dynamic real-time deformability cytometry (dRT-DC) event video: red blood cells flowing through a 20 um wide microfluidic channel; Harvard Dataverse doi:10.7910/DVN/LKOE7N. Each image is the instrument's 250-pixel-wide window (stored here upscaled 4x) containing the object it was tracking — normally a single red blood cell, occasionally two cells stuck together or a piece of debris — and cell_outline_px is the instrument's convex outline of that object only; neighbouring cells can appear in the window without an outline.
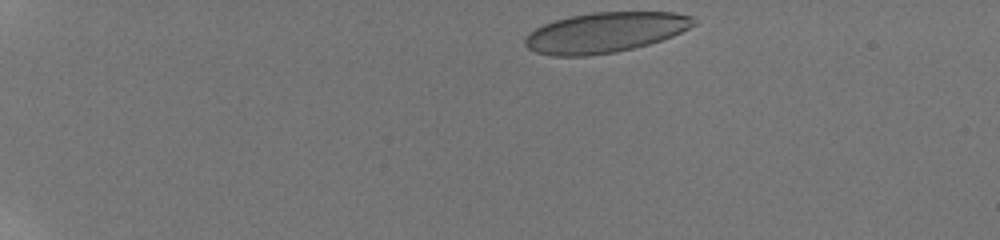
{"species": "human", "species_latin": "Homo sapiens", "temperature_condition": "room temperature", "stored_images_in_passage": 36, "camera_frame_rate_fps": 3000, "um_per_image_px": 0.085, "donor": {"sex": "male"}, "frame": {"image": 1, "passage_image": 1, "time_ms": 0.0, "image_size_px": [1000, 240], "cell_outline_px": [[696, 24], [672, 36], [648, 44], [616, 52], [588, 56], [552, 56], [536, 52], [528, 48], [524, 44], [524, 40], [528, 32], [544, 24], [556, 20], [572, 16], [592, 12], [676, 12], [696, 16]], "centroid_in_image_um": [51.44, 2.75], "position_along_channel_um": 33.6, "area_um2": 39.59}}
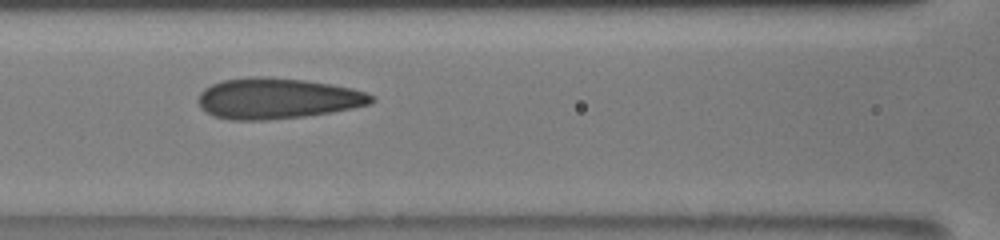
{"frame": {"image": 2, "passage_image": 9, "time_ms": 5.667, "image_size_px": [1000, 240], "cell_outline_px": [[376, 100], [368, 104], [352, 108], [332, 112], [304, 116], [268, 120], [228, 120], [216, 116], [200, 108], [196, 100], [200, 92], [204, 88], [212, 84], [224, 80], [252, 76], [264, 76], [304, 80], [332, 84], [352, 88], [364, 92], [372, 96]], "centroid_in_image_um": [23.53, 8.36], "position_along_channel_um": 143.1, "area_um2": 41.21}}
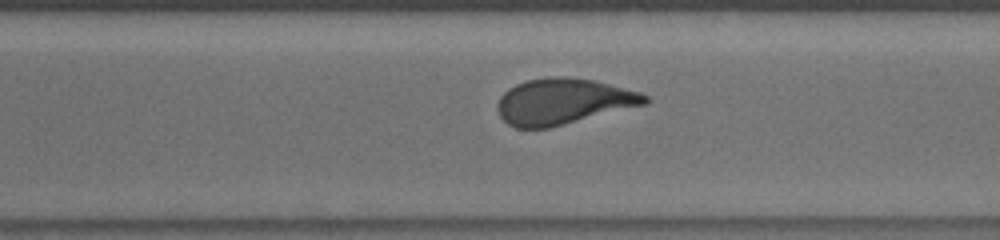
{"frame": {"image": 3, "passage_image": 23, "time_ms": 10.333, "image_size_px": [1000, 240], "cell_outline_px": [[648, 100], [644, 104], [548, 128], [516, 128], [508, 124], [500, 116], [496, 108], [496, 104], [500, 96], [508, 88], [516, 84], [528, 80], [548, 76], [568, 76], [592, 80], [640, 92], [648, 96]], "centroid_in_image_um": [47.8, 8.61], "position_along_channel_um": 322.8, "area_um2": 39.13}, "authors_computed_cell_mechanics": {"area_um2": 39.9109, "velocity_mm_per_s": 3.8615, "shape_relaxation_time_tau1_ms": 7.6216, "shape_relaxation_time_tau2_ms": 0.7819, "deformation_change_tau1": 0.1915, "deformation_change_tau2": 0.0829}}